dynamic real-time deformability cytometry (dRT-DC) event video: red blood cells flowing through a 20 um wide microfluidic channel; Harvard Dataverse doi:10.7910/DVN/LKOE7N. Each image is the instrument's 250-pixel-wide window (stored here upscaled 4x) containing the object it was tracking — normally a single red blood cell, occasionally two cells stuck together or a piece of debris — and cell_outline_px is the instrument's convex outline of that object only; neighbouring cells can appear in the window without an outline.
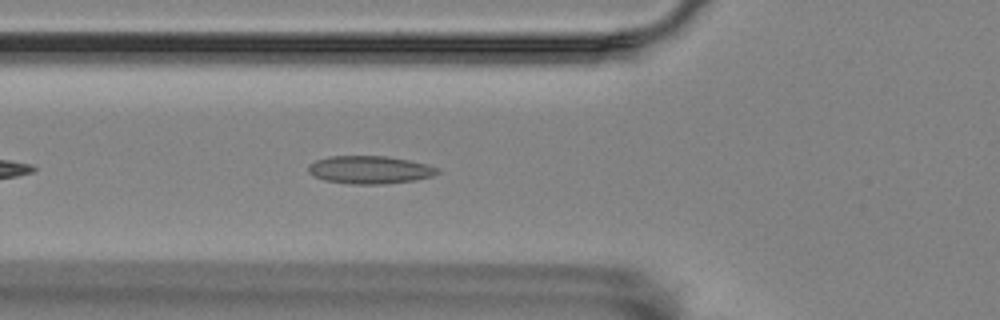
{"species": "Egyptian fruit bat (a non-hibernating species)", "species_latin": "Rousettus aegyptiacus", "temperature_condition": "room temperature", "stored_images_in_passage": 28, "camera_frame_rate_fps": 3000, "um_per_image_px": 0.085, "animal": {"sex": "female"}, "frame": {"image": 1, "passage_image": 7, "time_ms": 2.0, "image_size_px": [1000, 320], "cell_outline_px": [[440, 172], [432, 176], [416, 180], [384, 184], [352, 184], [324, 180], [308, 172], [308, 164], [316, 160], [328, 156], [388, 156], [408, 160], [440, 168]], "centroid_in_image_um": [31.43, 14.43], "position_along_channel_um": 94.4, "area_um2": 20.98}}
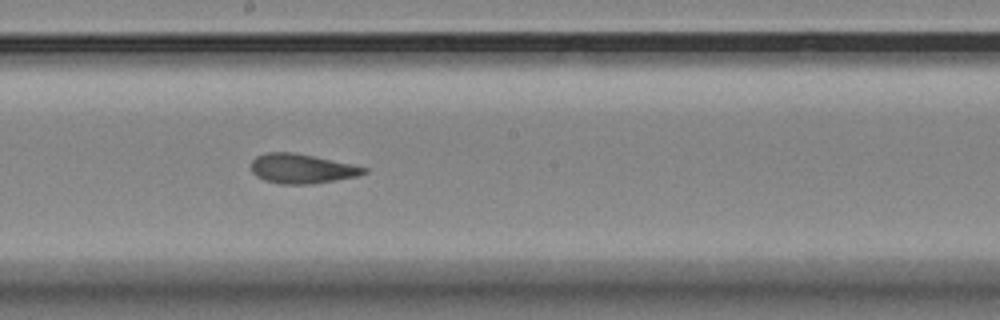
{"frame": {"image": 2, "passage_image": 18, "time_ms": 5.667, "image_size_px": [1000, 320], "cell_outline_px": [[368, 172], [356, 176], [336, 180], [312, 184], [280, 184], [264, 180], [256, 176], [252, 172], [252, 160], [256, 156], [268, 152], [292, 152], [352, 164], [368, 168]], "centroid_in_image_um": [25.64, 14.34], "position_along_channel_um": 222.6, "area_um2": 19.31}}
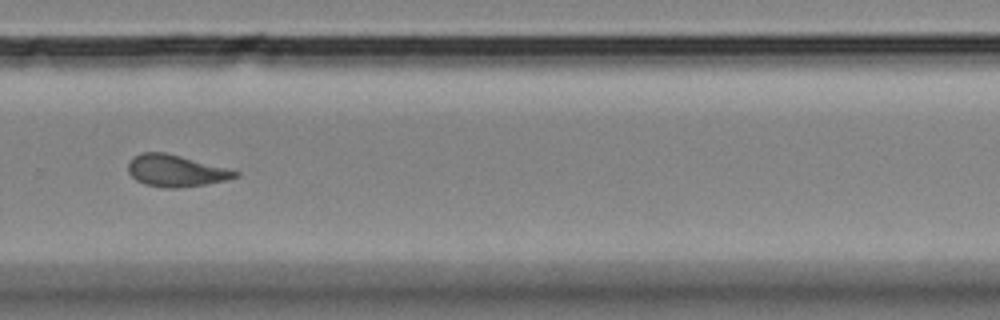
{"frame": {"image": 3, "passage_image": 26, "time_ms": 8.333, "image_size_px": [1000, 320], "cell_outline_px": [[240, 176], [228, 180], [204, 184], [176, 188], [164, 188], [144, 184], [136, 180], [128, 172], [128, 164], [132, 156], [140, 152], [164, 152], [228, 168], [240, 172]], "centroid_in_image_um": [14.93, 14.51], "position_along_channel_um": 314.9, "area_um2": 19.88}}